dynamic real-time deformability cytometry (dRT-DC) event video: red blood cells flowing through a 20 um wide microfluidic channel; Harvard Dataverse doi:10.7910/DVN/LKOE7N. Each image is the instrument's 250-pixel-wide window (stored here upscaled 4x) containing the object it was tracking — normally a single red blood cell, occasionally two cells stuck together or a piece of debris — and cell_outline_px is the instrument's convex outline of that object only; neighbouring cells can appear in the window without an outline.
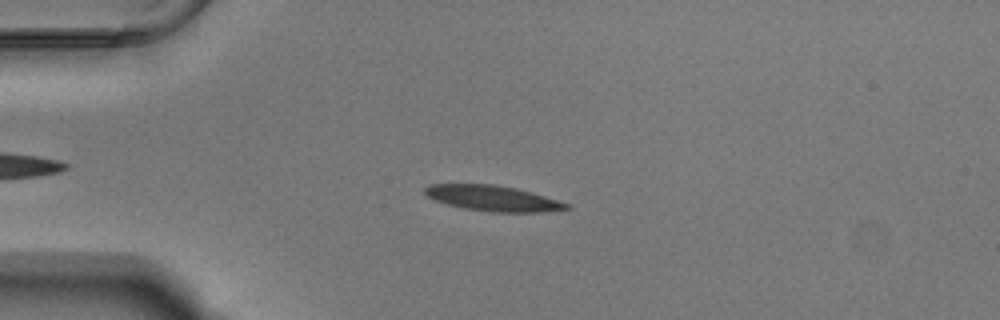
{"species": "Egyptian fruit bat (a non-hibernating species)", "species_latin": "Rousettus aegyptiacus", "temperature_condition": "warm", "stored_images_in_passage": 47, "camera_frame_rate_fps": 3000, "um_per_image_px": 0.085, "animal": {"sex": "male"}, "frame": {"image": 1, "passage_image": 12, "time_ms": 3.667, "image_size_px": [1000, 320], "cell_outline_px": [[572, 208], [544, 212], [492, 212], [464, 208], [444, 204], [428, 196], [424, 192], [424, 188], [428, 184], [492, 184], [516, 188], [532, 192], [568, 204]], "centroid_in_image_um": [41.86, 16.85], "position_along_channel_um": 43.1, "area_um2": 20.98}}
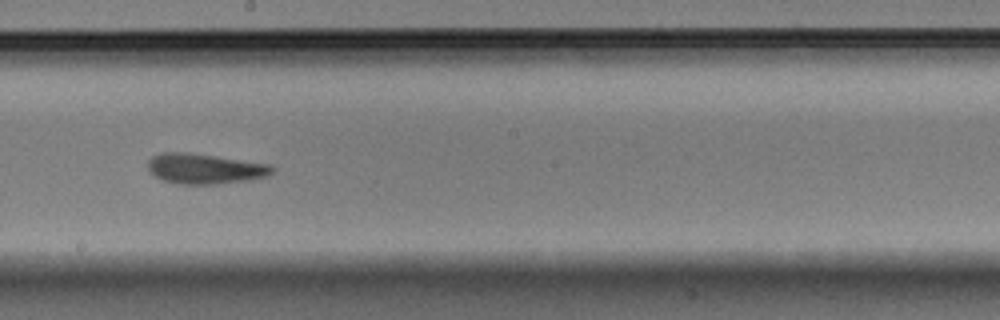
{"frame": {"image": 2, "passage_image": 29, "time_ms": 9.333, "image_size_px": [1000, 320], "cell_outline_px": [[276, 168], [268, 176], [248, 180], [220, 184], [176, 184], [164, 180], [156, 176], [148, 168], [148, 160], [152, 156], [164, 152], [188, 152], [268, 164]], "centroid_in_image_um": [17.41, 14.34], "position_along_channel_um": 230.8, "area_um2": 21.79}}
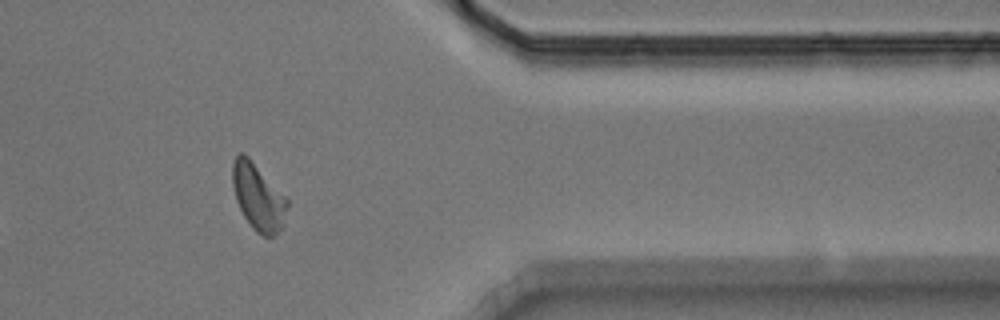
{"frame": {"image": 3, "passage_image": 43, "time_ms": 14.0, "image_size_px": [1000, 320], "cell_outline_px": [[288, 208], [280, 228], [272, 236], [264, 236], [256, 232], [252, 228], [244, 216], [236, 200], [232, 184], [232, 164], [236, 156], [240, 152], [244, 152], [248, 156], [288, 200]], "centroid_in_image_um": [21.91, 16.72], "position_along_channel_um": 389.5, "area_um2": 20.87}, "authors_computed_cell_mechanics": {"area_um2": 20.9814, "velocity_mm_per_s": 3.7476, "shape_relaxation_time_tau1_ms": 3.8628, "shape_relaxation_time_tau2_ms": 2.3073, "deformation_change_tau1": 0.1435, "deformation_change_tau2": 0.1061}}